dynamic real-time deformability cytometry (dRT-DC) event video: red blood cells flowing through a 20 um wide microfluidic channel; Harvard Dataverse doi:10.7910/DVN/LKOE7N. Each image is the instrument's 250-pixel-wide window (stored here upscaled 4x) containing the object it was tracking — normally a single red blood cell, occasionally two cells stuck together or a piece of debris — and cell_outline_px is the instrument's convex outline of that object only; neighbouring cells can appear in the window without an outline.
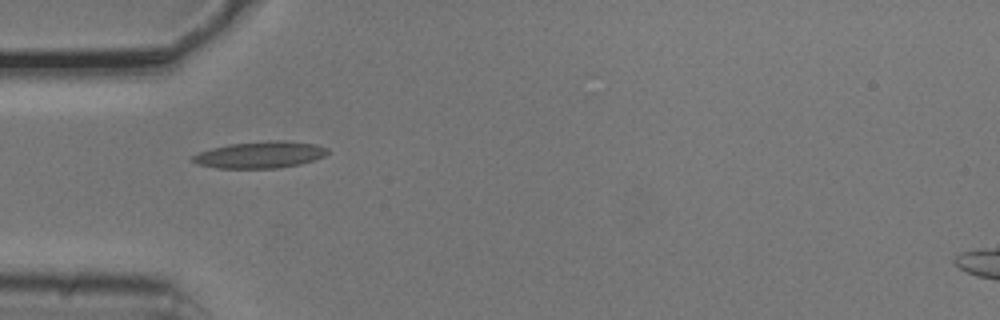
{"species": "common noctule bat (a hibernating species)", "species_latin": "Nyctalus noctula", "temperature_condition": "cold", "stored_images_in_passage": 5, "camera_frame_rate_fps": 3000, "um_per_image_px": 0.085, "animal": {"sex": "male", "body_mass_g": 20.5, "forearm_length_mm": 52.5}, "frame": {"image": 1, "passage_image": 5, "time_ms": 1.333, "image_size_px": [1000, 320], "cell_outline_px": [[328, 152], [324, 156], [300, 164], [276, 168], [216, 168], [196, 164], [192, 160], [192, 156], [200, 152], [212, 148], [228, 144], [268, 140], [288, 140], [316, 144], [328, 148]], "centroid_in_image_um": [22.11, 13.14], "position_along_channel_um": 62.9, "area_um2": 21.04}}